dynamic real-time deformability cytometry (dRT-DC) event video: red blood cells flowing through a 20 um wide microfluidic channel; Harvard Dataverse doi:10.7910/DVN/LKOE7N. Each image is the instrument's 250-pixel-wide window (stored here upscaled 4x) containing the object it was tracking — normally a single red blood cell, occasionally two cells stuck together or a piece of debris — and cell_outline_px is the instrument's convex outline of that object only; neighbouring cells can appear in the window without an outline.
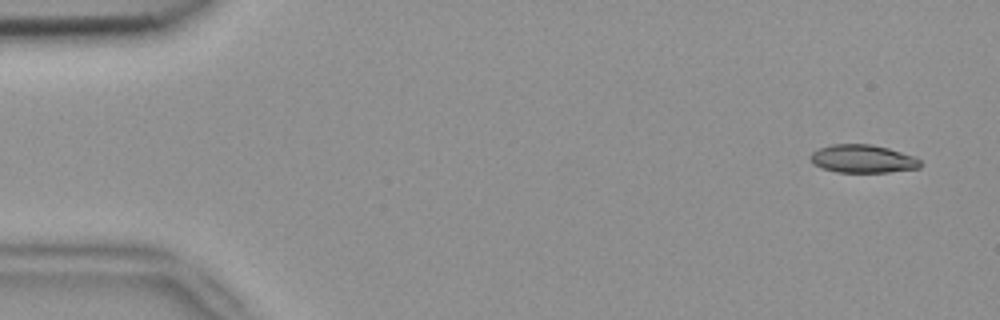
{"species": "common noctule bat (a hibernating species)", "species_latin": "Nyctalus noctula", "temperature_condition": "room temperature", "stored_images_in_passage": 5, "camera_frame_rate_fps": 3000, "um_per_image_px": 0.085, "animal": {"sex": "female", "body_mass_g": 18.4}, "frame": {"image": 1, "passage_image": 1, "time_ms": 0.0, "image_size_px": [1000, 320], "cell_outline_px": [[920, 168], [888, 172], [836, 172], [820, 168], [812, 164], [808, 156], [812, 152], [820, 148], [832, 144], [872, 144], [888, 148], [916, 156], [920, 160]], "centroid_in_image_um": [73.31, 13.5], "position_along_channel_um": 11.7, "area_um2": 18.21}}